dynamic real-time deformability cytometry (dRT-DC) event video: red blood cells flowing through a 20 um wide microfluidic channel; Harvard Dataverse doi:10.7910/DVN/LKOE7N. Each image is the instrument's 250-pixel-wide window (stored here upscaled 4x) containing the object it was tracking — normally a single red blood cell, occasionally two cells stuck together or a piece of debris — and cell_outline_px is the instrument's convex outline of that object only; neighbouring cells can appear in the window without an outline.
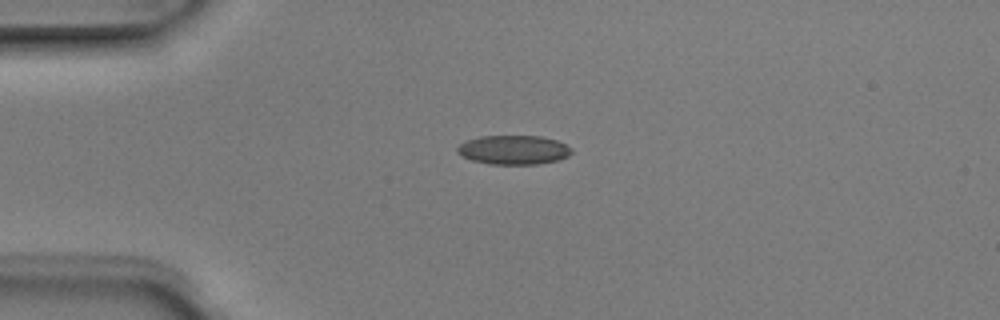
{"species": "Egyptian fruit bat (a non-hibernating species)", "species_latin": "Rousettus aegyptiacus", "temperature_condition": "room temperature", "stored_images_in_passage": 3, "camera_frame_rate_fps": 3000, "um_per_image_px": 0.085, "animal": {"sex": "male"}, "frame": {"image": 1, "passage_image": 3, "time_ms": 0.667, "image_size_px": [1000, 320], "cell_outline_px": [[572, 152], [568, 156], [556, 160], [536, 164], [488, 164], [472, 160], [460, 156], [456, 152], [456, 148], [460, 144], [468, 140], [480, 136], [540, 136], [556, 140], [572, 148]], "centroid_in_image_um": [43.62, 12.74], "position_along_channel_um": 41.4, "area_um2": 19.36}}